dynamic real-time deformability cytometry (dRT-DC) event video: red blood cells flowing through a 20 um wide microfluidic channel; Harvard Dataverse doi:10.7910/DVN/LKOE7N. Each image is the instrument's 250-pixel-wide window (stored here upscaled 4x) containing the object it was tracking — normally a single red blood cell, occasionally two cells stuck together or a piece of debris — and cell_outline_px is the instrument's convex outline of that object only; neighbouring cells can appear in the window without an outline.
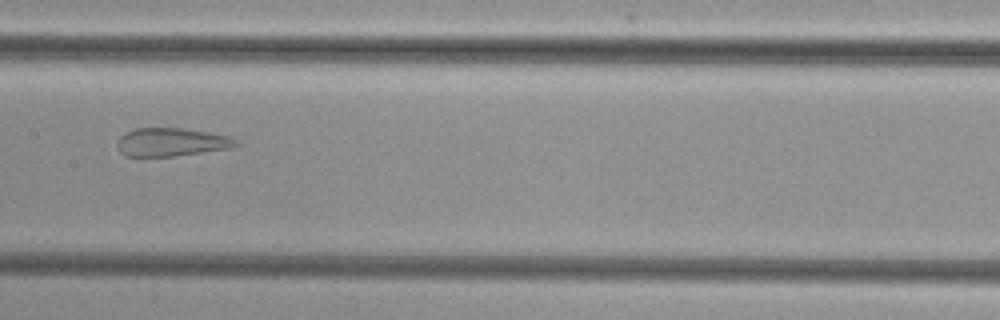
{"species": "common noctule bat (a hibernating species)", "species_latin": "Nyctalus noctula", "temperature_condition": "cold", "stored_images_in_passage": 39, "camera_frame_rate_fps": 3000, "um_per_image_px": 0.085, "animal": {"sex": "female", "body_mass_g": 29.2, "forearm_length_mm": 56.3}, "frame": {"image": 1, "passage_image": 14, "time_ms": 4.333, "image_size_px": [1000, 320], "cell_outline_px": [[240, 144], [228, 148], [172, 156], [124, 156], [116, 148], [116, 144], [120, 136], [124, 132], [136, 128], [180, 128], [208, 132], [228, 136], [236, 140]], "centroid_in_image_um": [14.49, 12.07], "position_along_channel_um": 192.9, "area_um2": 19.42}}
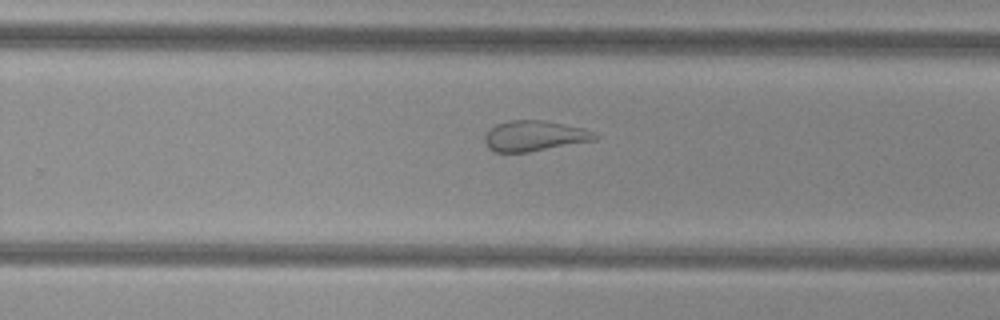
{"frame": {"image": 2, "passage_image": 21, "time_ms": 6.667, "image_size_px": [1000, 320], "cell_outline_px": [[600, 136], [596, 140], [528, 152], [496, 152], [488, 148], [484, 144], [484, 136], [488, 128], [496, 124], [508, 120], [544, 120], [584, 128]], "centroid_in_image_um": [45.39, 11.54], "position_along_channel_um": 284.4, "area_um2": 19.77}}
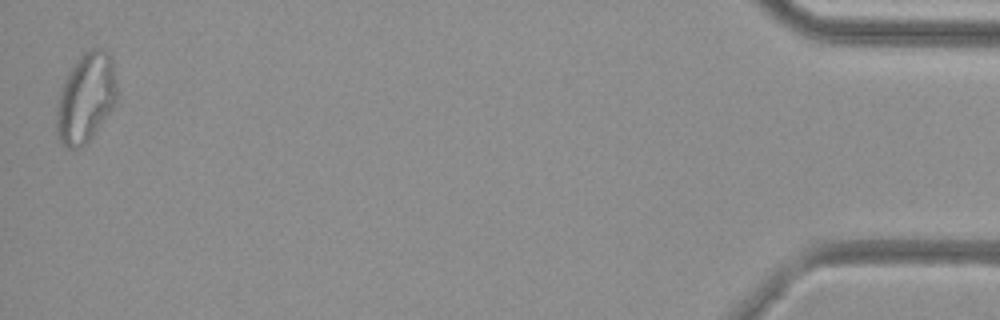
{"frame": {"image": 3, "passage_image": 39, "time_ms": 12.667, "image_size_px": [1000, 320], "cell_outline_px": [[116, 104], [92, 136], [80, 148], [68, 148], [56, 136], [56, 108], [60, 88], [68, 72], [80, 56], [88, 48], [108, 48], [112, 60], [116, 88]], "centroid_in_image_um": [7.28, 8.29], "position_along_channel_um": 427.9, "area_um2": 31.62}}